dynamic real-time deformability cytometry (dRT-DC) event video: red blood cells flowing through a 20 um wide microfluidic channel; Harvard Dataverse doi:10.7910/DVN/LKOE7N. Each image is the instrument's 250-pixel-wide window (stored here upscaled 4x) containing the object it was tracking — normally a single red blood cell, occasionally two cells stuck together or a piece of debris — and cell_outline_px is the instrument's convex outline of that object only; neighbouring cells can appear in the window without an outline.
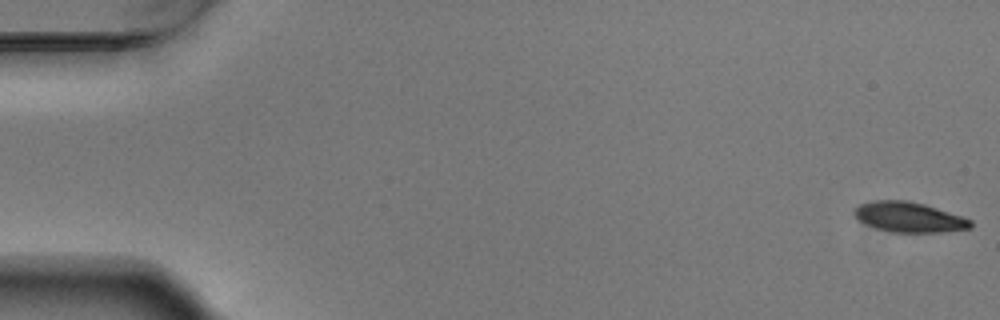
{"species": "Egyptian fruit bat (a non-hibernating species)", "species_latin": "Rousettus aegyptiacus", "temperature_condition": "warm", "stored_images_in_passage": 6, "camera_frame_rate_fps": 3000, "um_per_image_px": 0.085, "animal": {"sex": "male"}, "frame": {"image": 1, "passage_image": 1, "time_ms": 0.0, "image_size_px": [1000, 320], "cell_outline_px": [[972, 228], [940, 232], [892, 232], [876, 228], [864, 224], [856, 220], [852, 212], [860, 204], [872, 200], [908, 200], [924, 204], [972, 220]], "centroid_in_image_um": [77.21, 18.45], "position_along_channel_um": 7.8, "area_um2": 20.46}}
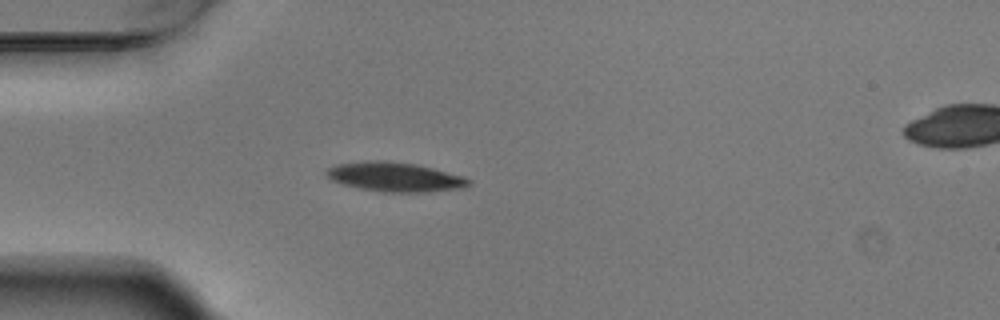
{"frame": {"image": 2, "passage_image": 5, "time_ms": 1.333, "image_size_px": [1000, 320], "cell_outline_px": [[472, 180], [468, 184], [460, 188], [420, 192], [384, 192], [360, 188], [344, 184], [332, 180], [324, 172], [328, 168], [336, 164], [364, 160], [380, 160], [416, 164], [464, 176]], "centroid_in_image_um": [33.53, 15.02], "position_along_channel_um": 51.5, "area_um2": 24.1}}